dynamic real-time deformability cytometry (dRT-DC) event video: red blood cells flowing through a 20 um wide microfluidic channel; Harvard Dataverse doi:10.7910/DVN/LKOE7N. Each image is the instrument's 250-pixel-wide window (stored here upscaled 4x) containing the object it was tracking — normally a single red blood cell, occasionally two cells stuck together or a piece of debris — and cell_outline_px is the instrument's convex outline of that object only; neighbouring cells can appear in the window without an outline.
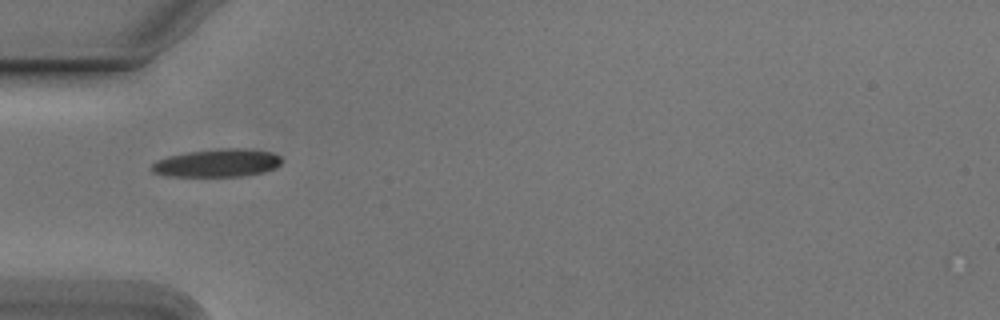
{"species": "Egyptian fruit bat (a non-hibernating species)", "species_latin": "Rousettus aegyptiacus", "temperature_condition": "cold", "stored_images_in_passage": 38, "camera_frame_rate_fps": 3000, "um_per_image_px": 0.085, "animal": {"sex": "male"}, "frame": {"image": 1, "passage_image": 1, "time_ms": 0.0, "image_size_px": [1000, 320], "cell_outline_px": [[284, 160], [276, 168], [264, 172], [240, 176], [168, 176], [152, 172], [152, 164], [156, 160], [168, 156], [188, 152], [220, 148], [244, 148], [272, 152], [280, 156]], "centroid_in_image_um": [18.5, 13.85], "position_along_channel_um": 66.5, "area_um2": 21.27}}
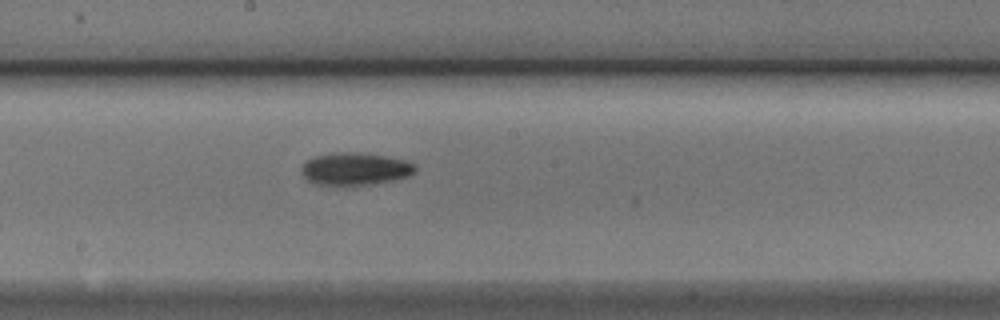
{"frame": {"image": 2, "passage_image": 13, "time_ms": 4.0, "image_size_px": [1000, 320], "cell_outline_px": [[416, 172], [408, 176], [392, 180], [372, 184], [344, 188], [316, 184], [308, 180], [300, 172], [300, 168], [304, 160], [312, 156], [332, 152], [356, 152], [384, 156], [408, 160], [416, 164]], "centroid_in_image_um": [30.13, 14.38], "position_along_channel_um": 218.1, "area_um2": 22.48}}
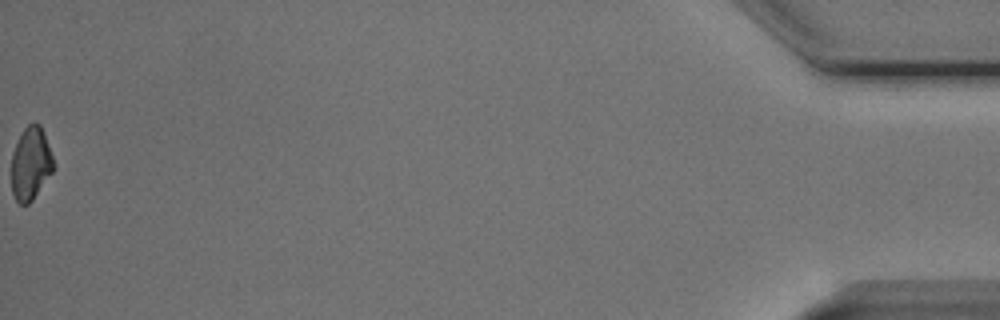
{"frame": {"image": 3, "passage_image": 38, "time_ms": 12.333, "image_size_px": [1000, 320], "cell_outline_px": [[52, 172], [32, 200], [28, 204], [20, 204], [16, 200], [12, 192], [12, 152], [24, 128], [28, 124], [40, 124], [44, 132], [52, 156]], "centroid_in_image_um": [2.59, 13.91], "position_along_channel_um": 432.6, "area_um2": 17.46}, "authors_computed_cell_mechanics": {"area_um2": 19.6809, "velocity_mm_per_s": 3.8044, "shape_relaxation_time_tau1_ms": 5.3972, "shape_relaxation_time_tau2_ms": null, "deformation_change_tau1": 0.1281, "deformation_change_tau2": null}}